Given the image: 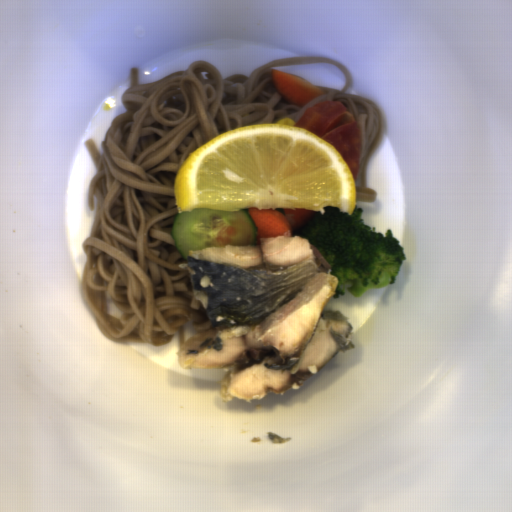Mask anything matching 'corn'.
Listing matches in <instances>:
<instances>
[{"mask_svg": "<svg viewBox=\"0 0 512 512\" xmlns=\"http://www.w3.org/2000/svg\"><path fill=\"white\" fill-rule=\"evenodd\" d=\"M276 124H282L287 126H296V121L291 119L290 117H282L279 120H277Z\"/></svg>", "mask_w": 512, "mask_h": 512, "instance_id": "51d56268", "label": "corn"}]
</instances>
